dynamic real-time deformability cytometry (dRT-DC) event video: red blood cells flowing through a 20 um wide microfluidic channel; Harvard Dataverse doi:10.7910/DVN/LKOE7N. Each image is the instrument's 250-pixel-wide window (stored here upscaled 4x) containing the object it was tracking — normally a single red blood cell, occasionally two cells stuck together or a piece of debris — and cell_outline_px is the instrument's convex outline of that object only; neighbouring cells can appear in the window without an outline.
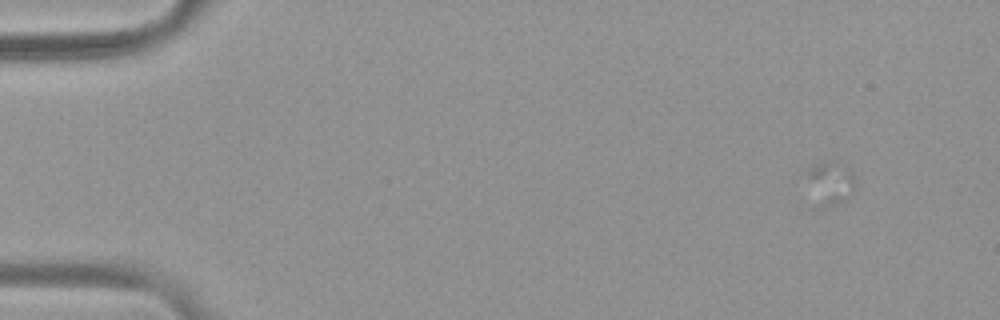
{"species": "common noctule bat (a hibernating species)", "species_latin": "Nyctalus noctula", "temperature_condition": "warm", "stored_images_in_passage": 5, "camera_frame_rate_fps": 3000, "um_per_image_px": 0.085, "animal": {"sex": "female", "body_mass_g": 19.9}, "frame": {"image": 1, "passage_image": 4, "time_ms": 1.0, "image_size_px": [1000, 320], "cell_outline_px": [[852, 188], [844, 200], [836, 204], [824, 208], [808, 208], [800, 172], [804, 168], [828, 160], [836, 160], [848, 164], [852, 172]], "centroid_in_image_um": [70.26, 15.59], "position_along_channel_um": 14.7, "area_um2": 14.28}}